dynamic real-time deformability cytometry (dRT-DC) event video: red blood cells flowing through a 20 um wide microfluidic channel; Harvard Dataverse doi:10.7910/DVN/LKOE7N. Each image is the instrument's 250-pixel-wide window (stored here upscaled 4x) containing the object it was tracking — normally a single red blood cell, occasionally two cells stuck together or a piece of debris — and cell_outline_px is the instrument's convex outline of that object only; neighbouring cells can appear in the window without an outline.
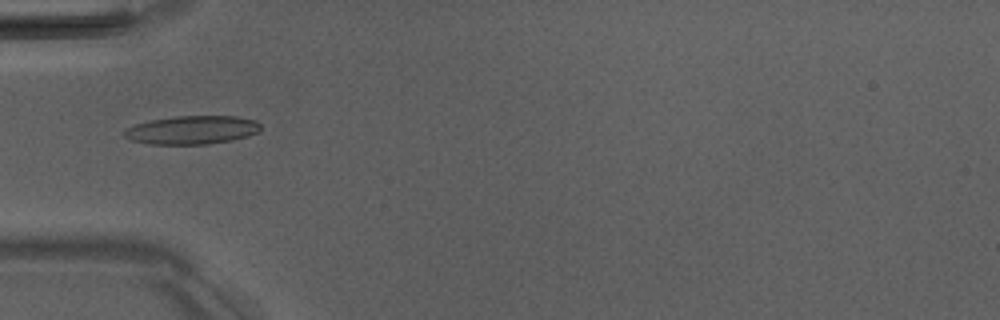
{"species": "Egyptian fruit bat (a non-hibernating species)", "species_latin": "Rousettus aegyptiacus", "temperature_condition": "room temperature", "stored_images_in_passage": 6, "camera_frame_rate_fps": 3000, "um_per_image_px": 0.085, "animal": {"sex": "male"}, "frame": {"image": 1, "passage_image": 5, "time_ms": 4.667, "image_size_px": [1000, 320], "cell_outline_px": [[260, 132], [248, 136], [232, 140], [208, 144], [148, 144], [132, 140], [124, 136], [120, 132], [136, 124], [152, 120], [176, 116], [236, 116], [256, 120], [260, 124]], "centroid_in_image_um": [16.34, 11.05], "position_along_channel_um": 68.7, "area_um2": 22.66}}